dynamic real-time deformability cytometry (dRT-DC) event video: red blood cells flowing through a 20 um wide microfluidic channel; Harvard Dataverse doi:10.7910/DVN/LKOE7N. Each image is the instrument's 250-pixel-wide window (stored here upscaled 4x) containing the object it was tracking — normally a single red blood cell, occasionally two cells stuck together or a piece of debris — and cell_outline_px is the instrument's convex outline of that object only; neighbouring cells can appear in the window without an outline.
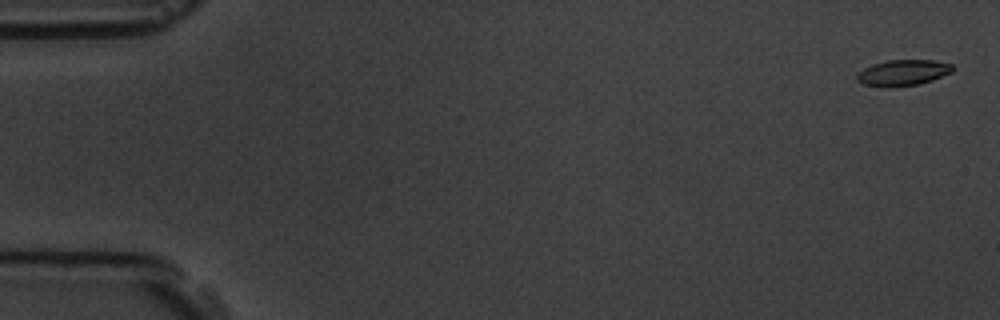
{"species": "common noctule bat (a hibernating species)", "species_latin": "Nyctalus noctula", "temperature_condition": "room temperature", "stored_images_in_passage": 58, "camera_frame_rate_fps": 3000, "um_per_image_px": 0.085, "animal": {"sex": "male", "body_mass_g": 19.5, "forearm_length_mm": 54.6}, "frame": {"image": 1, "passage_image": 2, "time_ms": 0.333, "image_size_px": [1000, 320], "cell_outline_px": [[956, 68], [952, 72], [932, 80], [916, 84], [892, 88], [880, 88], [864, 84], [856, 80], [856, 76], [864, 68], [872, 64], [888, 60], [932, 60], [952, 64]], "centroid_in_image_um": [76.74, 6.19], "position_along_channel_um": 8.3, "area_um2": 14.62}}
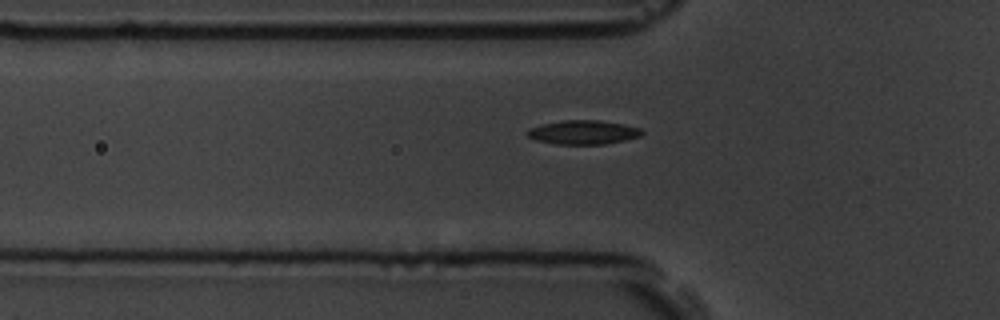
{"frame": {"image": 2, "passage_image": 20, "time_ms": 6.333, "image_size_px": [1000, 320], "cell_outline_px": [[644, 132], [640, 136], [624, 140], [604, 144], [556, 144], [536, 140], [528, 136], [524, 132], [528, 128], [540, 124], [564, 120], [600, 120], [624, 124], [640, 128]], "centroid_in_image_um": [49.54, 11.23], "position_along_channel_um": 76.3, "area_um2": 16.13}}
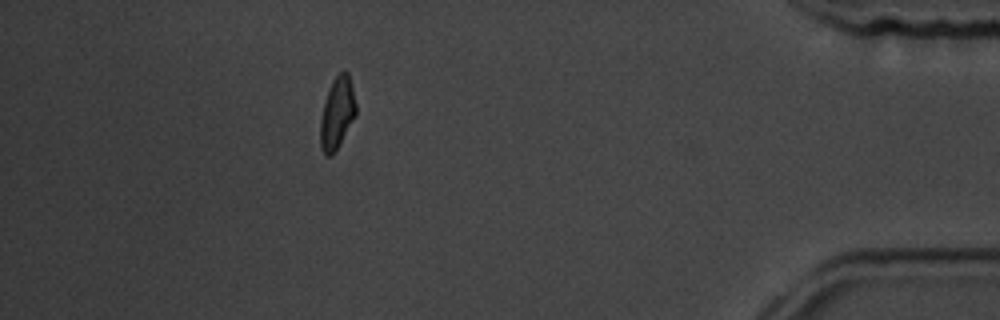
{"frame": {"image": 3, "passage_image": 52, "time_ms": 17.0, "image_size_px": [1000, 320], "cell_outline_px": [[356, 116], [332, 156], [324, 156], [320, 148], [320, 120], [328, 88], [332, 80], [344, 68], [348, 72], [352, 84], [356, 104]], "centroid_in_image_um": [28.65, 9.6], "position_along_channel_um": 406.5, "area_um2": 15.14}, "authors_computed_cell_mechanics": {"area_um2": 15.1436, "velocity_mm_per_s": 3.5622, "shape_relaxation_time_tau1_ms": 6.8749, "shape_relaxation_time_tau2_ms": 3.2241, "deformation_change_tau1": 0.1872, "deformation_change_tau2": 0.0878}}